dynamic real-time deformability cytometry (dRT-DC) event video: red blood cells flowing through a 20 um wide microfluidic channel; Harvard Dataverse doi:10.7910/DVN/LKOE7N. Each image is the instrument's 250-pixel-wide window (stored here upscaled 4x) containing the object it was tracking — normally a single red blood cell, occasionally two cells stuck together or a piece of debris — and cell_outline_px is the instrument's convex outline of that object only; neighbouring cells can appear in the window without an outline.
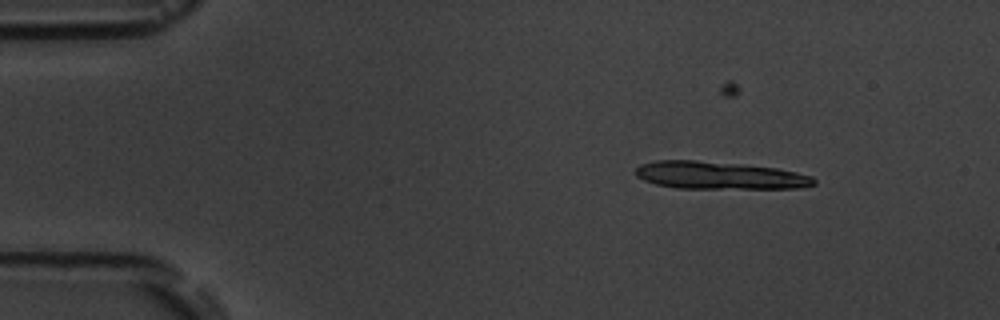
{"species": "common noctule bat (a hibernating species)", "species_latin": "Nyctalus noctula", "temperature_condition": "room temperature", "stored_images_in_passage": 5, "camera_frame_rate_fps": 3000, "um_per_image_px": 0.085, "animal": {"sex": "male", "body_mass_g": 19.5, "forearm_length_mm": 54.6}, "frame": {"image": 1, "passage_image": 1, "time_ms": 0.0, "image_size_px": [1000, 320], "cell_outline_px": [[816, 184], [800, 188], [676, 188], [656, 184], [644, 180], [636, 176], [636, 168], [640, 164], [656, 160], [696, 160], [744, 164], [776, 168], [796, 172], [812, 176], [816, 180]], "centroid_in_image_um": [61.15, 14.9], "position_along_channel_um": 23.8, "area_um2": 28.73}}